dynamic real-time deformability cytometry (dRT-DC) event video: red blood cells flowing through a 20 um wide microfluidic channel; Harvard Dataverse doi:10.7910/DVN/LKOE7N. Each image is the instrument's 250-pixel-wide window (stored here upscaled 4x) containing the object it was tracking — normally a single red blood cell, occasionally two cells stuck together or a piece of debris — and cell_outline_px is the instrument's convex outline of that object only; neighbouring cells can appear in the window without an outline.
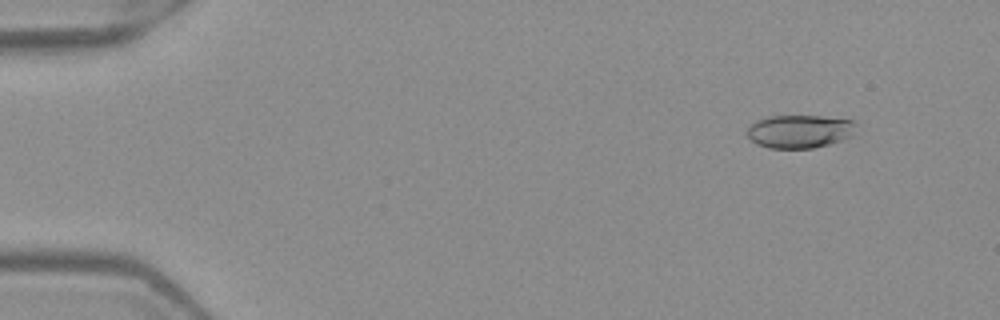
{"species": "Egyptian fruit bat (a non-hibernating species)", "species_latin": "Rousettus aegyptiacus", "temperature_condition": "warm", "stored_images_in_passage": 51, "camera_frame_rate_fps": 3000, "um_per_image_px": 0.085, "frame": {"image": 1, "passage_image": 5, "time_ms": 1.333, "image_size_px": [1000, 320], "cell_outline_px": [[856, 124], [852, 136], [828, 144], [812, 148], [768, 148], [756, 144], [748, 136], [748, 128], [756, 120], [768, 116], [820, 116], [852, 120]], "centroid_in_image_um": [67.95, 11.16], "position_along_channel_um": 17.0, "area_um2": 20.92}}
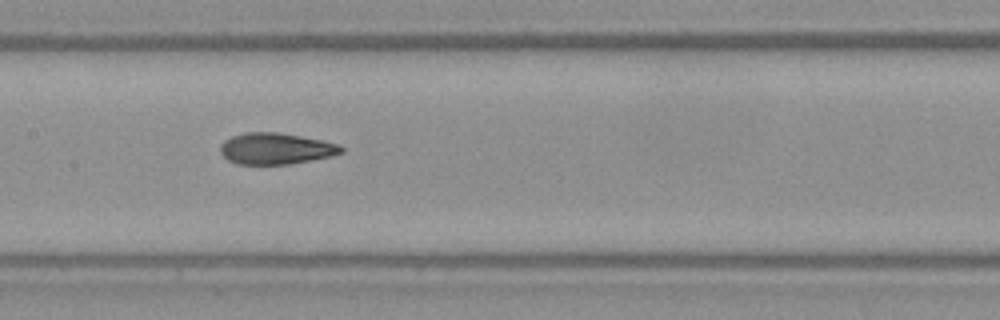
{"frame": {"image": 2, "passage_image": 26, "time_ms": 8.333, "image_size_px": [1000, 320], "cell_outline_px": [[344, 152], [332, 156], [292, 164], [236, 164], [228, 160], [220, 152], [220, 144], [224, 140], [232, 136], [244, 132], [276, 132], [300, 136], [340, 144], [344, 148]], "centroid_in_image_um": [23.44, 12.63], "position_along_channel_um": 184.0, "area_um2": 22.2}}
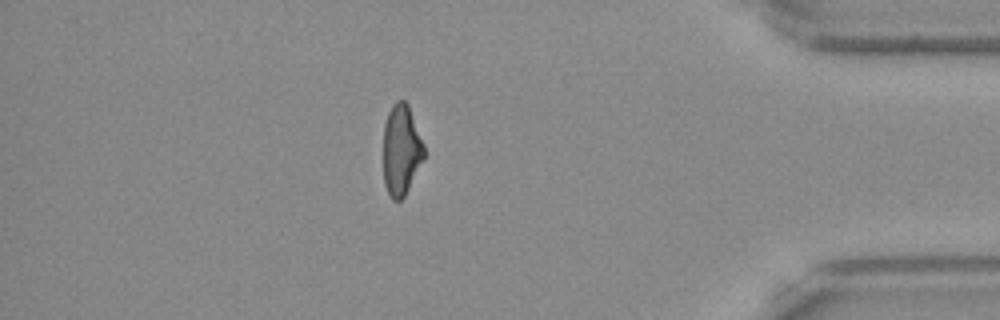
{"frame": {"image": 3, "passage_image": 45, "time_ms": 14.667, "image_size_px": [1000, 320], "cell_outline_px": [[424, 160], [404, 196], [400, 200], [392, 200], [384, 184], [384, 124], [388, 112], [392, 104], [396, 100], [404, 100], [408, 104], [424, 144]], "centroid_in_image_um": [34.11, 12.73], "position_along_channel_um": 401.1, "area_um2": 21.56}, "authors_computed_cell_mechanics": {"area_um2": 22.3686, "velocity_mm_per_s": 3.9944, "shape_relaxation_time_tau1_ms": 6.9433, "shape_relaxation_time_tau2_ms": 1.5669, "deformation_change_tau1": 0.2009, "deformation_change_tau2": 0.0903}}